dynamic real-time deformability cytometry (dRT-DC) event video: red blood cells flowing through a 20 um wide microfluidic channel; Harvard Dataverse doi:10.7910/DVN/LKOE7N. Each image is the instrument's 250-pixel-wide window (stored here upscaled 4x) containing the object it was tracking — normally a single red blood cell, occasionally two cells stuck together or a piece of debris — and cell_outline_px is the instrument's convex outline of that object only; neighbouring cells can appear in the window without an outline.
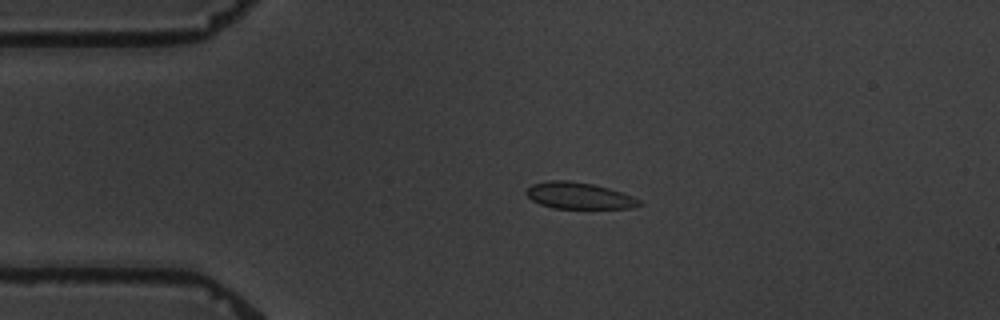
{"species": "common noctule bat (a hibernating species)", "species_latin": "Nyctalus noctula", "temperature_condition": "warm", "stored_images_in_passage": 4, "camera_frame_rate_fps": 3000, "um_per_image_px": 0.085, "animal": {"sex": "male", "body_mass_g": 19.5, "forearm_length_mm": 54.6}, "frame": {"image": 1, "passage_image": 3, "time_ms": 3.667, "image_size_px": [1000, 320], "cell_outline_px": [[640, 204], [632, 208], [552, 208], [540, 204], [532, 200], [524, 192], [532, 184], [548, 180], [568, 180], [592, 184], [608, 188], [632, 196], [640, 200]], "centroid_in_image_um": [49.16, 16.63], "position_along_channel_um": 35.8, "area_um2": 17.28}}